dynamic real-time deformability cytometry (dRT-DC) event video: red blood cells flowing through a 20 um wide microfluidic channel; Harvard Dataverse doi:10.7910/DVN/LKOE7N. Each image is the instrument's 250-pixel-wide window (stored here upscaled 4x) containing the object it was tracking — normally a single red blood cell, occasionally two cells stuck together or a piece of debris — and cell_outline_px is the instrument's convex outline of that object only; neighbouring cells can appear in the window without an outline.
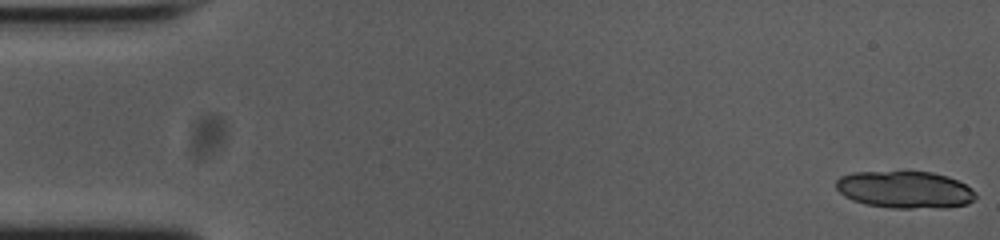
{"species": "common noctule bat (a hibernating species)", "species_latin": "Nyctalus noctula", "temperature_condition": "cold", "stored_images_in_passage": 21, "camera_frame_rate_fps": 3000, "um_per_image_px": 0.085, "animal": {"sex": "female", "body_mass_g": 23.0, "forearm_length_mm": 53.4}, "frame": {"image": 1, "passage_image": 1, "time_ms": 0.0, "image_size_px": [1000, 240], "cell_outline_px": [[976, 196], [968, 204], [944, 208], [892, 208], [864, 204], [852, 200], [844, 196], [836, 188], [836, 180], [840, 176], [852, 172], [932, 172], [948, 176], [972, 188], [976, 192]], "centroid_in_image_um": [76.91, 16.13], "position_along_channel_um": 8.1, "area_um2": 30.35}}
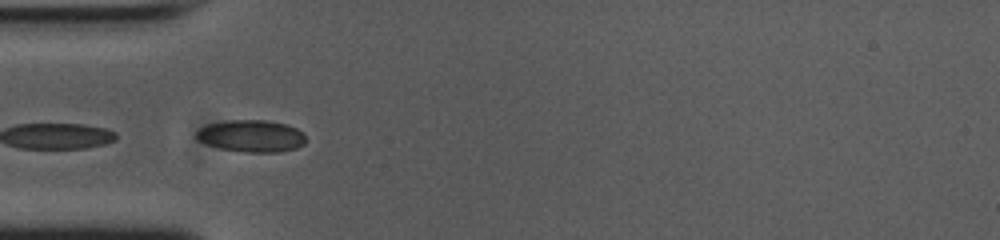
{"frame": {"image": 2, "passage_image": 17, "time_ms": 5.333, "image_size_px": [1000, 240], "cell_outline_px": [[304, 144], [296, 148], [280, 152], [244, 152], [220, 148], [208, 144], [200, 140], [196, 136], [196, 132], [200, 128], [208, 124], [228, 120], [264, 120], [284, 124], [296, 128], [304, 132]], "centroid_in_image_um": [21.38, 11.56], "position_along_channel_um": 63.6, "area_um2": 20.23}}